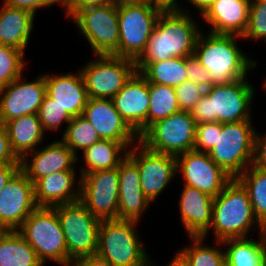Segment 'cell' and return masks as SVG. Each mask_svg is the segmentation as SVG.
<instances>
[{
	"label": "cell",
	"mask_w": 266,
	"mask_h": 266,
	"mask_svg": "<svg viewBox=\"0 0 266 266\" xmlns=\"http://www.w3.org/2000/svg\"><path fill=\"white\" fill-rule=\"evenodd\" d=\"M196 122L189 111H179L153 123L139 141L148 149L173 156L194 150Z\"/></svg>",
	"instance_id": "8fae6325"
},
{
	"label": "cell",
	"mask_w": 266,
	"mask_h": 266,
	"mask_svg": "<svg viewBox=\"0 0 266 266\" xmlns=\"http://www.w3.org/2000/svg\"><path fill=\"white\" fill-rule=\"evenodd\" d=\"M35 16L25 10L0 7V44L25 52Z\"/></svg>",
	"instance_id": "484cf974"
},
{
	"label": "cell",
	"mask_w": 266,
	"mask_h": 266,
	"mask_svg": "<svg viewBox=\"0 0 266 266\" xmlns=\"http://www.w3.org/2000/svg\"><path fill=\"white\" fill-rule=\"evenodd\" d=\"M246 189L253 214L260 224L266 221V169L250 166L236 178Z\"/></svg>",
	"instance_id": "1f68e13d"
},
{
	"label": "cell",
	"mask_w": 266,
	"mask_h": 266,
	"mask_svg": "<svg viewBox=\"0 0 266 266\" xmlns=\"http://www.w3.org/2000/svg\"><path fill=\"white\" fill-rule=\"evenodd\" d=\"M186 71L187 80L196 82L205 90L212 87V76L194 55L186 57Z\"/></svg>",
	"instance_id": "60d3db41"
},
{
	"label": "cell",
	"mask_w": 266,
	"mask_h": 266,
	"mask_svg": "<svg viewBox=\"0 0 266 266\" xmlns=\"http://www.w3.org/2000/svg\"><path fill=\"white\" fill-rule=\"evenodd\" d=\"M34 248L17 230L0 231V266H43Z\"/></svg>",
	"instance_id": "f1b7e54d"
},
{
	"label": "cell",
	"mask_w": 266,
	"mask_h": 266,
	"mask_svg": "<svg viewBox=\"0 0 266 266\" xmlns=\"http://www.w3.org/2000/svg\"><path fill=\"white\" fill-rule=\"evenodd\" d=\"M252 225L259 228L260 235L261 224L253 214L248 193L244 186L233 178L222 192L214 197L210 229L214 230L215 241H223L248 237L250 229H253Z\"/></svg>",
	"instance_id": "277c9868"
},
{
	"label": "cell",
	"mask_w": 266,
	"mask_h": 266,
	"mask_svg": "<svg viewBox=\"0 0 266 266\" xmlns=\"http://www.w3.org/2000/svg\"><path fill=\"white\" fill-rule=\"evenodd\" d=\"M28 154H34L31 156L32 160L29 162L28 156H24L20 160V169L33 184L57 171H75L73 165L79 159L62 140L54 141Z\"/></svg>",
	"instance_id": "ffe728a7"
},
{
	"label": "cell",
	"mask_w": 266,
	"mask_h": 266,
	"mask_svg": "<svg viewBox=\"0 0 266 266\" xmlns=\"http://www.w3.org/2000/svg\"><path fill=\"white\" fill-rule=\"evenodd\" d=\"M189 12L162 11L145 51L135 61L136 71L143 64L164 61L175 57L194 55L199 30Z\"/></svg>",
	"instance_id": "6da1fadb"
},
{
	"label": "cell",
	"mask_w": 266,
	"mask_h": 266,
	"mask_svg": "<svg viewBox=\"0 0 266 266\" xmlns=\"http://www.w3.org/2000/svg\"><path fill=\"white\" fill-rule=\"evenodd\" d=\"M217 131H222V123L196 124L194 150L208 153L216 145Z\"/></svg>",
	"instance_id": "ab89813d"
},
{
	"label": "cell",
	"mask_w": 266,
	"mask_h": 266,
	"mask_svg": "<svg viewBox=\"0 0 266 266\" xmlns=\"http://www.w3.org/2000/svg\"><path fill=\"white\" fill-rule=\"evenodd\" d=\"M251 0H216L202 15L215 34L243 36L249 17Z\"/></svg>",
	"instance_id": "cb8c5ba5"
},
{
	"label": "cell",
	"mask_w": 266,
	"mask_h": 266,
	"mask_svg": "<svg viewBox=\"0 0 266 266\" xmlns=\"http://www.w3.org/2000/svg\"><path fill=\"white\" fill-rule=\"evenodd\" d=\"M112 101L115 109L140 137L148 129V81L136 71Z\"/></svg>",
	"instance_id": "d6986e66"
},
{
	"label": "cell",
	"mask_w": 266,
	"mask_h": 266,
	"mask_svg": "<svg viewBox=\"0 0 266 266\" xmlns=\"http://www.w3.org/2000/svg\"><path fill=\"white\" fill-rule=\"evenodd\" d=\"M192 246L182 249L176 254L187 264V266H226L225 252L218 248L224 246L222 241H216L218 247L204 246V237H189ZM221 244V245H220Z\"/></svg>",
	"instance_id": "836d02e7"
},
{
	"label": "cell",
	"mask_w": 266,
	"mask_h": 266,
	"mask_svg": "<svg viewBox=\"0 0 266 266\" xmlns=\"http://www.w3.org/2000/svg\"><path fill=\"white\" fill-rule=\"evenodd\" d=\"M205 89L191 80H185L175 87L178 105L181 111H189L199 102L205 94Z\"/></svg>",
	"instance_id": "f35d334b"
},
{
	"label": "cell",
	"mask_w": 266,
	"mask_h": 266,
	"mask_svg": "<svg viewBox=\"0 0 266 266\" xmlns=\"http://www.w3.org/2000/svg\"><path fill=\"white\" fill-rule=\"evenodd\" d=\"M15 156L21 160L28 153L36 150V146L44 139V130L38 114L14 118L4 124Z\"/></svg>",
	"instance_id": "4316f807"
},
{
	"label": "cell",
	"mask_w": 266,
	"mask_h": 266,
	"mask_svg": "<svg viewBox=\"0 0 266 266\" xmlns=\"http://www.w3.org/2000/svg\"><path fill=\"white\" fill-rule=\"evenodd\" d=\"M82 116L91 123L102 140L121 142L127 148L139 141L138 134L115 109L112 99L89 98Z\"/></svg>",
	"instance_id": "ac0fdd59"
},
{
	"label": "cell",
	"mask_w": 266,
	"mask_h": 266,
	"mask_svg": "<svg viewBox=\"0 0 266 266\" xmlns=\"http://www.w3.org/2000/svg\"><path fill=\"white\" fill-rule=\"evenodd\" d=\"M17 231L34 248L44 265L52 260L69 266L67 245L54 207H37Z\"/></svg>",
	"instance_id": "8992f818"
},
{
	"label": "cell",
	"mask_w": 266,
	"mask_h": 266,
	"mask_svg": "<svg viewBox=\"0 0 266 266\" xmlns=\"http://www.w3.org/2000/svg\"><path fill=\"white\" fill-rule=\"evenodd\" d=\"M250 2H262V3H266V0H252Z\"/></svg>",
	"instance_id": "f5cc1de1"
},
{
	"label": "cell",
	"mask_w": 266,
	"mask_h": 266,
	"mask_svg": "<svg viewBox=\"0 0 266 266\" xmlns=\"http://www.w3.org/2000/svg\"><path fill=\"white\" fill-rule=\"evenodd\" d=\"M71 19L96 55L119 56L117 3L83 8Z\"/></svg>",
	"instance_id": "30bf717a"
},
{
	"label": "cell",
	"mask_w": 266,
	"mask_h": 266,
	"mask_svg": "<svg viewBox=\"0 0 266 266\" xmlns=\"http://www.w3.org/2000/svg\"><path fill=\"white\" fill-rule=\"evenodd\" d=\"M119 1H149V0H119Z\"/></svg>",
	"instance_id": "db71d44e"
},
{
	"label": "cell",
	"mask_w": 266,
	"mask_h": 266,
	"mask_svg": "<svg viewBox=\"0 0 266 266\" xmlns=\"http://www.w3.org/2000/svg\"><path fill=\"white\" fill-rule=\"evenodd\" d=\"M252 121L222 123L210 158L232 178H237L251 165L256 131Z\"/></svg>",
	"instance_id": "ba28073f"
},
{
	"label": "cell",
	"mask_w": 266,
	"mask_h": 266,
	"mask_svg": "<svg viewBox=\"0 0 266 266\" xmlns=\"http://www.w3.org/2000/svg\"><path fill=\"white\" fill-rule=\"evenodd\" d=\"M128 150L129 148L121 142L99 140L83 151L86 166L82 167L80 176L97 170L118 168L119 163L127 156Z\"/></svg>",
	"instance_id": "83f0119b"
},
{
	"label": "cell",
	"mask_w": 266,
	"mask_h": 266,
	"mask_svg": "<svg viewBox=\"0 0 266 266\" xmlns=\"http://www.w3.org/2000/svg\"><path fill=\"white\" fill-rule=\"evenodd\" d=\"M255 89L247 78L206 89L199 102L190 110L196 124L251 121L250 103Z\"/></svg>",
	"instance_id": "3957f363"
},
{
	"label": "cell",
	"mask_w": 266,
	"mask_h": 266,
	"mask_svg": "<svg viewBox=\"0 0 266 266\" xmlns=\"http://www.w3.org/2000/svg\"><path fill=\"white\" fill-rule=\"evenodd\" d=\"M76 171H57L34 184L38 207H54L80 200V187L76 185Z\"/></svg>",
	"instance_id": "d4e9b609"
},
{
	"label": "cell",
	"mask_w": 266,
	"mask_h": 266,
	"mask_svg": "<svg viewBox=\"0 0 266 266\" xmlns=\"http://www.w3.org/2000/svg\"><path fill=\"white\" fill-rule=\"evenodd\" d=\"M148 83L177 87L187 80L186 57L143 64L138 70Z\"/></svg>",
	"instance_id": "4dcf8cb0"
},
{
	"label": "cell",
	"mask_w": 266,
	"mask_h": 266,
	"mask_svg": "<svg viewBox=\"0 0 266 266\" xmlns=\"http://www.w3.org/2000/svg\"><path fill=\"white\" fill-rule=\"evenodd\" d=\"M178 0H149L155 7L162 11H181L183 8L177 4ZM180 7V8H179Z\"/></svg>",
	"instance_id": "c3c4849f"
},
{
	"label": "cell",
	"mask_w": 266,
	"mask_h": 266,
	"mask_svg": "<svg viewBox=\"0 0 266 266\" xmlns=\"http://www.w3.org/2000/svg\"><path fill=\"white\" fill-rule=\"evenodd\" d=\"M138 221L102 220L97 255L113 266H154L136 232Z\"/></svg>",
	"instance_id": "5b68a950"
},
{
	"label": "cell",
	"mask_w": 266,
	"mask_h": 266,
	"mask_svg": "<svg viewBox=\"0 0 266 266\" xmlns=\"http://www.w3.org/2000/svg\"><path fill=\"white\" fill-rule=\"evenodd\" d=\"M243 39H266V3L250 2L248 26Z\"/></svg>",
	"instance_id": "74e56055"
},
{
	"label": "cell",
	"mask_w": 266,
	"mask_h": 266,
	"mask_svg": "<svg viewBox=\"0 0 266 266\" xmlns=\"http://www.w3.org/2000/svg\"><path fill=\"white\" fill-rule=\"evenodd\" d=\"M19 169L20 164H0V191Z\"/></svg>",
	"instance_id": "7dc6e473"
},
{
	"label": "cell",
	"mask_w": 266,
	"mask_h": 266,
	"mask_svg": "<svg viewBox=\"0 0 266 266\" xmlns=\"http://www.w3.org/2000/svg\"><path fill=\"white\" fill-rule=\"evenodd\" d=\"M119 200L118 220H141L140 216L145 213L149 200L144 196L137 165L128 157L119 163Z\"/></svg>",
	"instance_id": "44dd1931"
},
{
	"label": "cell",
	"mask_w": 266,
	"mask_h": 266,
	"mask_svg": "<svg viewBox=\"0 0 266 266\" xmlns=\"http://www.w3.org/2000/svg\"><path fill=\"white\" fill-rule=\"evenodd\" d=\"M195 6L199 12H201V16L207 11V9L216 1V0H188Z\"/></svg>",
	"instance_id": "681fc988"
},
{
	"label": "cell",
	"mask_w": 266,
	"mask_h": 266,
	"mask_svg": "<svg viewBox=\"0 0 266 266\" xmlns=\"http://www.w3.org/2000/svg\"><path fill=\"white\" fill-rule=\"evenodd\" d=\"M37 207L34 184L19 169L0 191V231L18 230Z\"/></svg>",
	"instance_id": "9a60e30c"
},
{
	"label": "cell",
	"mask_w": 266,
	"mask_h": 266,
	"mask_svg": "<svg viewBox=\"0 0 266 266\" xmlns=\"http://www.w3.org/2000/svg\"><path fill=\"white\" fill-rule=\"evenodd\" d=\"M119 0H62L61 6L65 7L66 17L72 18L78 11L91 6H102L117 3Z\"/></svg>",
	"instance_id": "b9f144b4"
},
{
	"label": "cell",
	"mask_w": 266,
	"mask_h": 266,
	"mask_svg": "<svg viewBox=\"0 0 266 266\" xmlns=\"http://www.w3.org/2000/svg\"><path fill=\"white\" fill-rule=\"evenodd\" d=\"M70 266H113L108 260H105L97 254L79 258L71 263Z\"/></svg>",
	"instance_id": "bcb514c9"
},
{
	"label": "cell",
	"mask_w": 266,
	"mask_h": 266,
	"mask_svg": "<svg viewBox=\"0 0 266 266\" xmlns=\"http://www.w3.org/2000/svg\"><path fill=\"white\" fill-rule=\"evenodd\" d=\"M137 144L129 146L127 156L137 165L141 190L151 203L176 176V156L152 151L140 141Z\"/></svg>",
	"instance_id": "5bb4252c"
},
{
	"label": "cell",
	"mask_w": 266,
	"mask_h": 266,
	"mask_svg": "<svg viewBox=\"0 0 266 266\" xmlns=\"http://www.w3.org/2000/svg\"><path fill=\"white\" fill-rule=\"evenodd\" d=\"M167 266H187V264L176 254Z\"/></svg>",
	"instance_id": "f907efd6"
},
{
	"label": "cell",
	"mask_w": 266,
	"mask_h": 266,
	"mask_svg": "<svg viewBox=\"0 0 266 266\" xmlns=\"http://www.w3.org/2000/svg\"><path fill=\"white\" fill-rule=\"evenodd\" d=\"M20 76L0 90V124L21 116L37 114L46 95L44 75L31 82Z\"/></svg>",
	"instance_id": "e0dca14e"
},
{
	"label": "cell",
	"mask_w": 266,
	"mask_h": 266,
	"mask_svg": "<svg viewBox=\"0 0 266 266\" xmlns=\"http://www.w3.org/2000/svg\"><path fill=\"white\" fill-rule=\"evenodd\" d=\"M260 241L245 238H231L222 241L227 245L226 266H266V255L261 235Z\"/></svg>",
	"instance_id": "f546056e"
},
{
	"label": "cell",
	"mask_w": 266,
	"mask_h": 266,
	"mask_svg": "<svg viewBox=\"0 0 266 266\" xmlns=\"http://www.w3.org/2000/svg\"><path fill=\"white\" fill-rule=\"evenodd\" d=\"M24 53L19 49L0 44V90L23 76Z\"/></svg>",
	"instance_id": "d590c367"
},
{
	"label": "cell",
	"mask_w": 266,
	"mask_h": 266,
	"mask_svg": "<svg viewBox=\"0 0 266 266\" xmlns=\"http://www.w3.org/2000/svg\"><path fill=\"white\" fill-rule=\"evenodd\" d=\"M0 164H20V160L11 149L8 132L2 124H0Z\"/></svg>",
	"instance_id": "ee69618b"
},
{
	"label": "cell",
	"mask_w": 266,
	"mask_h": 266,
	"mask_svg": "<svg viewBox=\"0 0 266 266\" xmlns=\"http://www.w3.org/2000/svg\"><path fill=\"white\" fill-rule=\"evenodd\" d=\"M37 114L44 132L46 130H58L63 122L68 124L72 119L66 110L57 104L55 100L50 98L47 94L45 95Z\"/></svg>",
	"instance_id": "8d00e7d4"
},
{
	"label": "cell",
	"mask_w": 266,
	"mask_h": 266,
	"mask_svg": "<svg viewBox=\"0 0 266 266\" xmlns=\"http://www.w3.org/2000/svg\"><path fill=\"white\" fill-rule=\"evenodd\" d=\"M214 197L196 188L184 186L179 209L189 237H207L212 223Z\"/></svg>",
	"instance_id": "7402d4cb"
},
{
	"label": "cell",
	"mask_w": 266,
	"mask_h": 266,
	"mask_svg": "<svg viewBox=\"0 0 266 266\" xmlns=\"http://www.w3.org/2000/svg\"><path fill=\"white\" fill-rule=\"evenodd\" d=\"M177 173H182L184 185L217 197L233 179L208 153L191 150L176 156ZM179 171V172H178Z\"/></svg>",
	"instance_id": "2e32d148"
},
{
	"label": "cell",
	"mask_w": 266,
	"mask_h": 266,
	"mask_svg": "<svg viewBox=\"0 0 266 266\" xmlns=\"http://www.w3.org/2000/svg\"><path fill=\"white\" fill-rule=\"evenodd\" d=\"M58 3L60 0H5L4 4L11 8H18L32 13L35 16L36 10L40 8H47Z\"/></svg>",
	"instance_id": "7bdbcfd3"
},
{
	"label": "cell",
	"mask_w": 266,
	"mask_h": 266,
	"mask_svg": "<svg viewBox=\"0 0 266 266\" xmlns=\"http://www.w3.org/2000/svg\"><path fill=\"white\" fill-rule=\"evenodd\" d=\"M260 136L261 135L256 132L252 166L266 169V134H264V137Z\"/></svg>",
	"instance_id": "f6af8a7d"
},
{
	"label": "cell",
	"mask_w": 266,
	"mask_h": 266,
	"mask_svg": "<svg viewBox=\"0 0 266 266\" xmlns=\"http://www.w3.org/2000/svg\"><path fill=\"white\" fill-rule=\"evenodd\" d=\"M54 208L67 245L69 266L79 258L96 254L101 220L93 216L80 201Z\"/></svg>",
	"instance_id": "9c48e42d"
},
{
	"label": "cell",
	"mask_w": 266,
	"mask_h": 266,
	"mask_svg": "<svg viewBox=\"0 0 266 266\" xmlns=\"http://www.w3.org/2000/svg\"><path fill=\"white\" fill-rule=\"evenodd\" d=\"M100 139L97 131L83 116H76L70 120L64 129L62 141L77 156V150L82 152L97 143Z\"/></svg>",
	"instance_id": "e575fe53"
},
{
	"label": "cell",
	"mask_w": 266,
	"mask_h": 266,
	"mask_svg": "<svg viewBox=\"0 0 266 266\" xmlns=\"http://www.w3.org/2000/svg\"><path fill=\"white\" fill-rule=\"evenodd\" d=\"M260 235L264 243V249H265V255H266V221L261 224Z\"/></svg>",
	"instance_id": "816d5d0a"
},
{
	"label": "cell",
	"mask_w": 266,
	"mask_h": 266,
	"mask_svg": "<svg viewBox=\"0 0 266 266\" xmlns=\"http://www.w3.org/2000/svg\"><path fill=\"white\" fill-rule=\"evenodd\" d=\"M119 57L136 61L145 51L162 10L149 1H118Z\"/></svg>",
	"instance_id": "52a82bcc"
},
{
	"label": "cell",
	"mask_w": 266,
	"mask_h": 266,
	"mask_svg": "<svg viewBox=\"0 0 266 266\" xmlns=\"http://www.w3.org/2000/svg\"><path fill=\"white\" fill-rule=\"evenodd\" d=\"M149 97L148 128L153 123L181 111L174 87L149 83Z\"/></svg>",
	"instance_id": "d6a6232c"
},
{
	"label": "cell",
	"mask_w": 266,
	"mask_h": 266,
	"mask_svg": "<svg viewBox=\"0 0 266 266\" xmlns=\"http://www.w3.org/2000/svg\"><path fill=\"white\" fill-rule=\"evenodd\" d=\"M46 94L72 117L81 116L88 102L81 71L77 74L45 75Z\"/></svg>",
	"instance_id": "603a6c76"
},
{
	"label": "cell",
	"mask_w": 266,
	"mask_h": 266,
	"mask_svg": "<svg viewBox=\"0 0 266 266\" xmlns=\"http://www.w3.org/2000/svg\"><path fill=\"white\" fill-rule=\"evenodd\" d=\"M80 202L98 219L118 220V168L97 170L79 177Z\"/></svg>",
	"instance_id": "4fadbf2b"
},
{
	"label": "cell",
	"mask_w": 266,
	"mask_h": 266,
	"mask_svg": "<svg viewBox=\"0 0 266 266\" xmlns=\"http://www.w3.org/2000/svg\"><path fill=\"white\" fill-rule=\"evenodd\" d=\"M237 38L242 36L211 32L198 36L194 56L212 76V86L247 78V72L255 68L257 63L241 51Z\"/></svg>",
	"instance_id": "7a4b0ae2"
},
{
	"label": "cell",
	"mask_w": 266,
	"mask_h": 266,
	"mask_svg": "<svg viewBox=\"0 0 266 266\" xmlns=\"http://www.w3.org/2000/svg\"><path fill=\"white\" fill-rule=\"evenodd\" d=\"M81 70L89 98L112 99L136 72L135 61L115 55H95Z\"/></svg>",
	"instance_id": "7c38bea8"
}]
</instances>
